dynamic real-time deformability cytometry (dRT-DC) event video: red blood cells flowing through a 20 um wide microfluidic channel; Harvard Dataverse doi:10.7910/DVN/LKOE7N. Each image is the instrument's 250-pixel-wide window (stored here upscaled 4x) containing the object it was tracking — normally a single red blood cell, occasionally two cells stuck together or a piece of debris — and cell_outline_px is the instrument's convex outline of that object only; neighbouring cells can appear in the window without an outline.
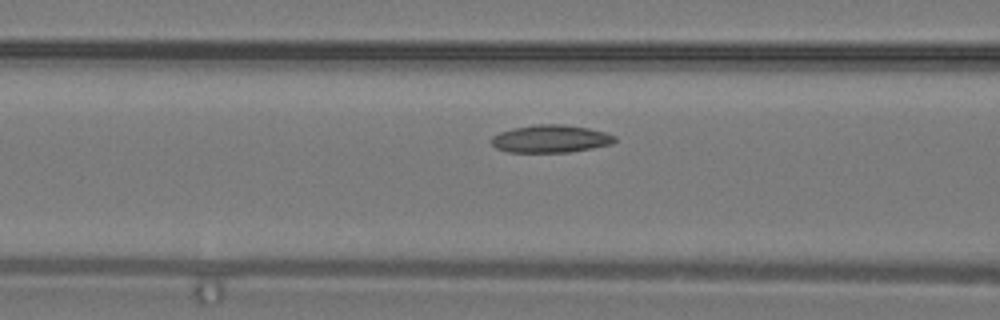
{"species": "common noctule bat (a hibernating species)", "species_latin": "Nyctalus noctula", "temperature_condition": "warm", "stored_images_in_passage": 12, "camera_frame_rate_fps": 3000, "um_per_image_px": 0.085, "animal": {"sex": "male", "body_mass_g": 19.2, "forearm_length_mm": 51.8}, "frame": {"image": 1, "passage_image": 10, "time_ms": 3.0, "image_size_px": [1000, 320], "cell_outline_px": [[616, 140], [612, 144], [572, 152], [508, 152], [496, 148], [492, 144], [492, 136], [500, 132], [512, 128], [536, 124], [564, 124], [588, 128], [604, 132], [616, 136]], "centroid_in_image_um": [46.81, 11.79], "position_along_channel_um": 119.8, "area_um2": 19.94}}